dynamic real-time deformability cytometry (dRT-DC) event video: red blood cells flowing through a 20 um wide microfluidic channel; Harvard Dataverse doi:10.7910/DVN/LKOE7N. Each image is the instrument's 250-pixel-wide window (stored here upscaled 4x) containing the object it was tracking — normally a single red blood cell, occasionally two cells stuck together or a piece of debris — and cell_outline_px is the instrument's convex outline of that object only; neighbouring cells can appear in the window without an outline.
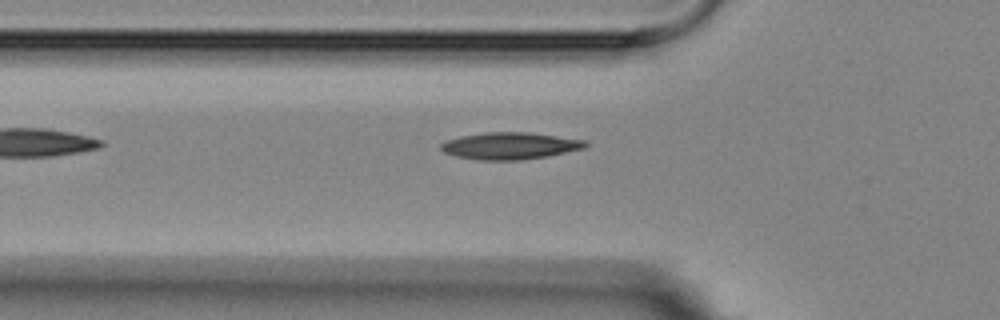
{"species": "Egyptian fruit bat (a non-hibernating species)", "species_latin": "Rousettus aegyptiacus", "temperature_condition": "room temperature", "stored_images_in_passage": 6, "camera_frame_rate_fps": 3000, "um_per_image_px": 0.085, "animal": {"sex": "female"}, "frame": {"image": 1, "passage_image": 4, "time_ms": 3.667, "image_size_px": [1000, 320], "cell_outline_px": [[588, 144], [584, 148], [548, 156], [520, 160], [476, 160], [456, 156], [444, 152], [440, 148], [440, 144], [444, 140], [460, 136], [484, 132], [528, 132], [588, 140]], "centroid_in_image_um": [43.33, 12.39], "position_along_channel_um": 82.5, "area_um2": 22.89}}
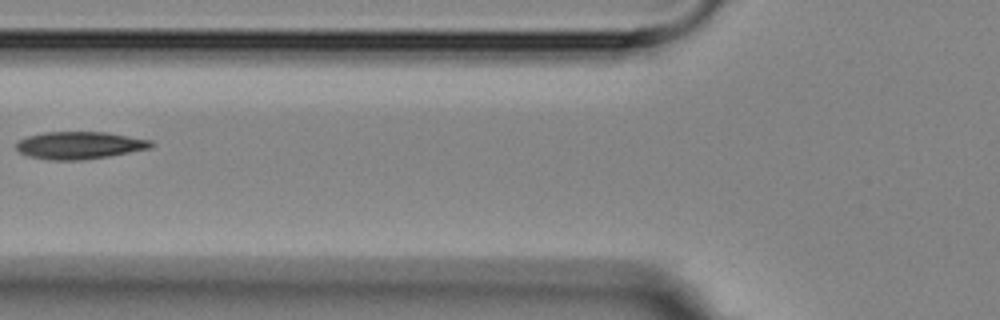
{"frame": {"image": 2, "passage_image": 5, "time_ms": 4.667, "image_size_px": [1000, 320], "cell_outline_px": [[156, 144], [152, 148], [108, 156], [80, 160], [48, 160], [28, 156], [20, 152], [16, 148], [16, 140], [28, 136], [44, 132], [108, 132], [152, 140]], "centroid_in_image_um": [6.77, 12.34], "position_along_channel_um": 119.0, "area_um2": 21.73}}
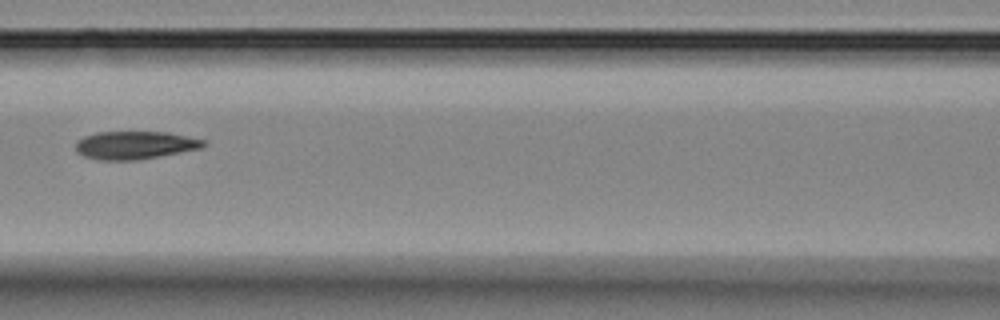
{"frame": {"image": 3, "passage_image": 6, "time_ms": 5.667, "image_size_px": [1000, 320], "cell_outline_px": [[208, 144], [200, 148], [180, 152], [136, 160], [96, 160], [84, 156], [76, 152], [76, 140], [84, 136], [96, 132], [168, 132], [208, 140]], "centroid_in_image_um": [11.47, 12.33], "position_along_channel_um": 155.1, "area_um2": 20.98}}